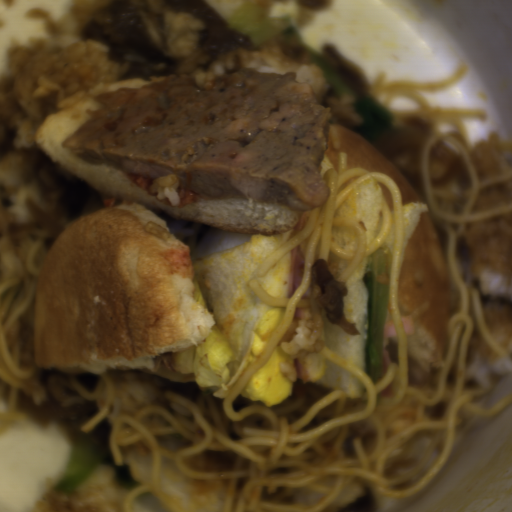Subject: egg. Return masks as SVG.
Returning a JSON list of instances; mask_svg holds the SVG:
<instances>
[{"label":"egg","instance_id":"egg-2","mask_svg":"<svg viewBox=\"0 0 512 512\" xmlns=\"http://www.w3.org/2000/svg\"><path fill=\"white\" fill-rule=\"evenodd\" d=\"M285 307L270 308L260 319L254 332L243 373L257 361L282 324Z\"/></svg>","mask_w":512,"mask_h":512},{"label":"egg","instance_id":"egg-1","mask_svg":"<svg viewBox=\"0 0 512 512\" xmlns=\"http://www.w3.org/2000/svg\"><path fill=\"white\" fill-rule=\"evenodd\" d=\"M294 354L278 345L240 391L242 399L272 407L286 399L294 387Z\"/></svg>","mask_w":512,"mask_h":512}]
</instances>
